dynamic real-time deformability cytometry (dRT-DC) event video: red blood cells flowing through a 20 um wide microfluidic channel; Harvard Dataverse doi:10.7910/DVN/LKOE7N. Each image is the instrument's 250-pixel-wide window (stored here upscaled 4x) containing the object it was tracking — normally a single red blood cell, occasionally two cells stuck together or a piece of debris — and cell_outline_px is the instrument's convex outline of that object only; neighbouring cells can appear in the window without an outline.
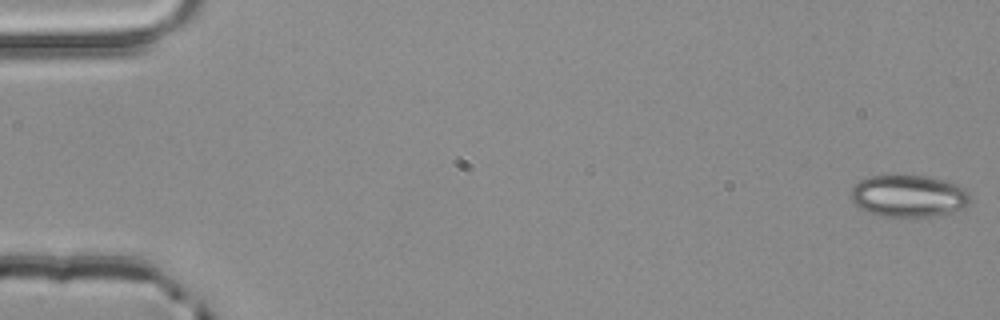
{"species": "common noctule bat (a hibernating species)", "species_latin": "Nyctalus noctula", "temperature_condition": "room temperature", "stored_images_in_passage": 4, "camera_frame_rate_fps": 3000, "um_per_image_px": 0.085, "animal": {"sex": "male", "body_mass_g": 20.4}, "frame": {"image": 1, "passage_image": 1, "time_ms": 0.0, "image_size_px": [1000, 320], "cell_outline_px": [[972, 200], [964, 208], [932, 216], [884, 216], [868, 212], [860, 208], [848, 196], [852, 188], [860, 180], [872, 176], [928, 176], [956, 184], [964, 188], [972, 196]], "centroid_in_image_um": [77.24, 16.66], "position_along_channel_um": 7.8, "area_um2": 29.02}}
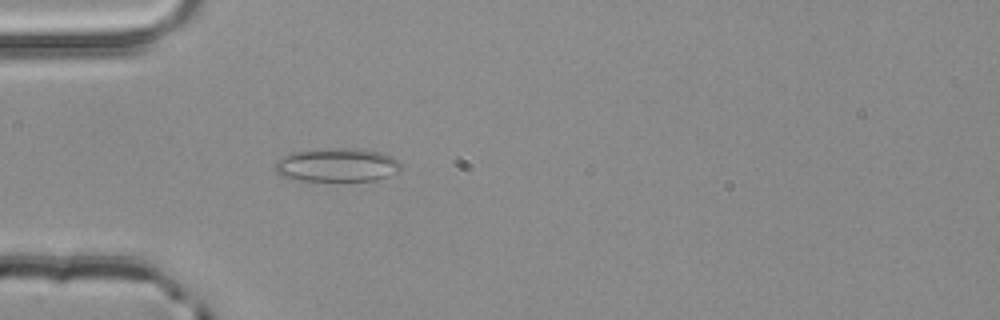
{"frame": {"image": 2, "passage_image": 4, "time_ms": 1.0, "image_size_px": [1000, 320], "cell_outline_px": [[400, 168], [388, 176], [376, 180], [300, 180], [284, 176], [276, 172], [276, 160], [292, 152], [320, 148], [356, 148], [380, 152], [392, 156], [400, 164]], "centroid_in_image_um": [28.63, 14.0], "position_along_channel_um": 56.4, "area_um2": 24.33}}